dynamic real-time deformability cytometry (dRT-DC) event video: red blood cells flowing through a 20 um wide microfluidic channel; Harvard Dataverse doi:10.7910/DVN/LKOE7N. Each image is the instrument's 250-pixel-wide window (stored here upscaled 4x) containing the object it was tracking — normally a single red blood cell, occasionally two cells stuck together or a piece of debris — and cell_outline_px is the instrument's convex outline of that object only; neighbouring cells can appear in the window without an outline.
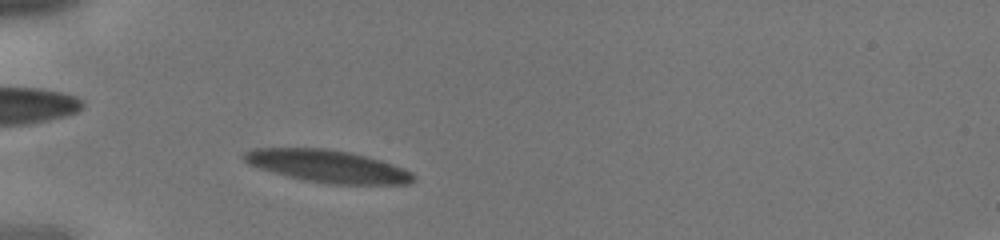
{"species": "human", "species_latin": "Homo sapiens", "temperature_condition": "cold", "stored_images_in_passage": 6, "camera_frame_rate_fps": 3000, "um_per_image_px": 0.085, "donor": {"sex": "male"}, "frame": {"image": 1, "passage_image": 3, "time_ms": 0.667, "image_size_px": [1000, 240], "cell_outline_px": [[416, 180], [408, 184], [332, 184], [308, 180], [288, 176], [260, 168], [248, 164], [240, 156], [244, 152], [252, 148], [328, 148], [352, 152], [380, 160], [404, 168], [412, 172], [416, 176]], "centroid_in_image_um": [27.87, 14.11], "position_along_channel_um": 57.1, "area_um2": 32.02}}
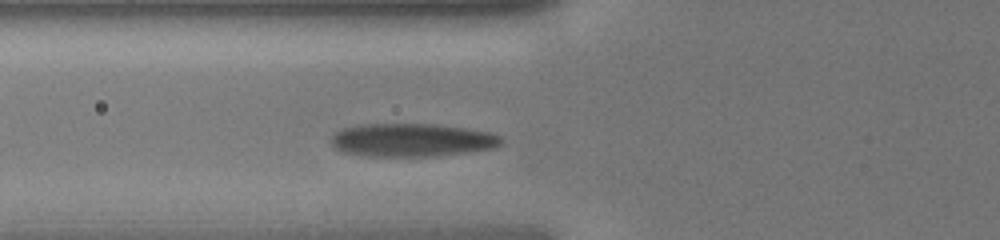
{"frame": {"image": 2, "passage_image": 6, "time_ms": 1.667, "image_size_px": [1000, 240], "cell_outline_px": [[504, 144], [496, 148], [432, 156], [368, 156], [344, 152], [336, 148], [328, 140], [340, 128], [360, 124], [436, 124], [468, 128], [492, 132], [504, 136]], "centroid_in_image_um": [35.06, 11.89], "position_along_channel_um": 90.7, "area_um2": 33.35}}